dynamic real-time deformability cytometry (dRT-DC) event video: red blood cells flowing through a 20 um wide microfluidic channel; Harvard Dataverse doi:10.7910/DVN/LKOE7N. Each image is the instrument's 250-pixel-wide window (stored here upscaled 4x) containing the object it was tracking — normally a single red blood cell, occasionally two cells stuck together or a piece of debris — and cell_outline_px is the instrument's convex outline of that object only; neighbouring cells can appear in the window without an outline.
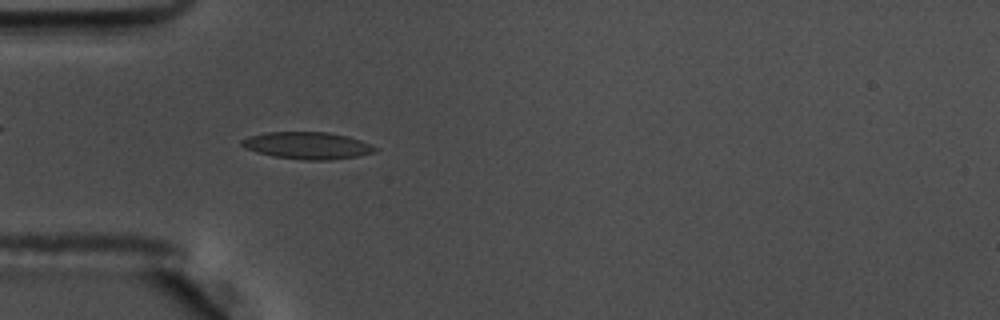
{"species": "common noctule bat (a hibernating species)", "species_latin": "Nyctalus noctula", "temperature_condition": "warm", "stored_images_in_passage": 55, "camera_frame_rate_fps": 3000, "um_per_image_px": 0.085, "animal": {"sex": "male", "body_mass_g": 17.5, "forearm_length_mm": 52.3}, "frame": {"image": 1, "passage_image": 16, "time_ms": 5.0, "image_size_px": [1000, 320], "cell_outline_px": [[380, 148], [376, 152], [356, 156], [332, 160], [304, 160], [272, 156], [256, 152], [244, 148], [240, 144], [240, 140], [252, 136], [268, 132], [328, 132], [348, 136], [360, 140]], "centroid_in_image_um": [26.15, 12.37], "position_along_channel_um": 58.9, "area_um2": 21.1}, "authors_computed_cell_mechanics": {"area_um2": 20.1144, "velocity_mm_per_s": 3.6165, "shape_relaxation_time_tau1_ms": null, "shape_relaxation_time_tau2_ms": 2.0357, "deformation_change_tau1": null, "deformation_change_tau2": 0.0894}}